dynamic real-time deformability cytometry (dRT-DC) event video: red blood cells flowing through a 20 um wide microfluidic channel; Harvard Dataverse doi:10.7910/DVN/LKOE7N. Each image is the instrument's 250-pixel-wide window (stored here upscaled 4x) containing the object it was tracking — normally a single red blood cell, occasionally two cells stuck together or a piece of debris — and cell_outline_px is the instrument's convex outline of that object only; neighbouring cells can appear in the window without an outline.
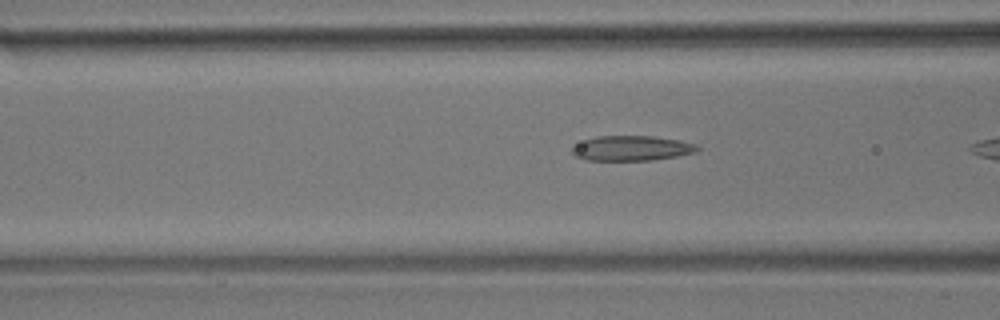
{"species": "common noctule bat (a hibernating species)", "species_latin": "Nyctalus noctula", "temperature_condition": "room temperature", "stored_images_in_passage": 12, "camera_frame_rate_fps": 3000, "um_per_image_px": 0.085, "animal": {"sex": "male", "body_mass_g": 17.9}, "frame": {"image": 1, "passage_image": 10, "time_ms": 3.0, "image_size_px": [1000, 320], "cell_outline_px": [[700, 148], [696, 152], [676, 156], [652, 160], [584, 160], [576, 156], [572, 152], [572, 148], [584, 140], [596, 136], [652, 136], [680, 140], [692, 144]], "centroid_in_image_um": [53.67, 12.6], "position_along_channel_um": 112.9, "area_um2": 18.03}}